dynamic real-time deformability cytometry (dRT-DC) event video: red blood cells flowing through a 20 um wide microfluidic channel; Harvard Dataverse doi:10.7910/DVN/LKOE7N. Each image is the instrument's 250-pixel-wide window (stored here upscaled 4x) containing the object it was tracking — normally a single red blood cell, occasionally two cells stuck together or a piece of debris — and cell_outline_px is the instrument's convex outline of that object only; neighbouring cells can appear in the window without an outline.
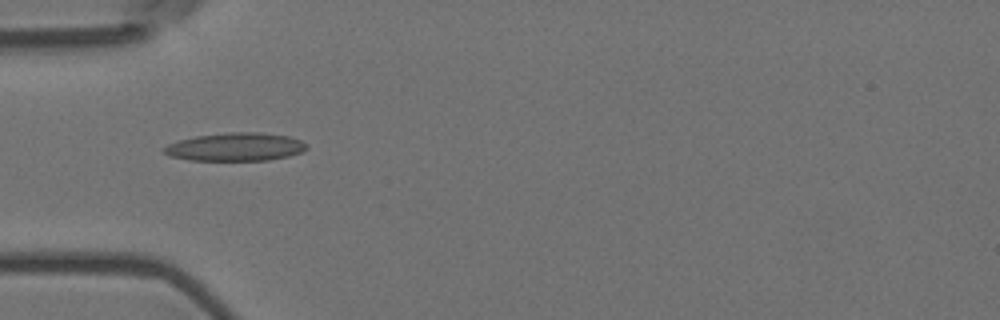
{"species": "Egyptian fruit bat (a non-hibernating species)", "species_latin": "Rousettus aegyptiacus", "temperature_condition": "room temperature", "stored_images_in_passage": 10, "camera_frame_rate_fps": 3000, "um_per_image_px": 0.085, "animal": {"sex": "female"}, "frame": {"image": 1, "passage_image": 5, "time_ms": 1.333, "image_size_px": [1000, 320], "cell_outline_px": [[308, 148], [300, 152], [288, 156], [268, 160], [188, 160], [168, 156], [160, 148], [176, 140], [196, 136], [228, 132], [260, 132], [288, 136], [300, 140]], "centroid_in_image_um": [19.94, 12.48], "position_along_channel_um": 65.1, "area_um2": 23.47}}
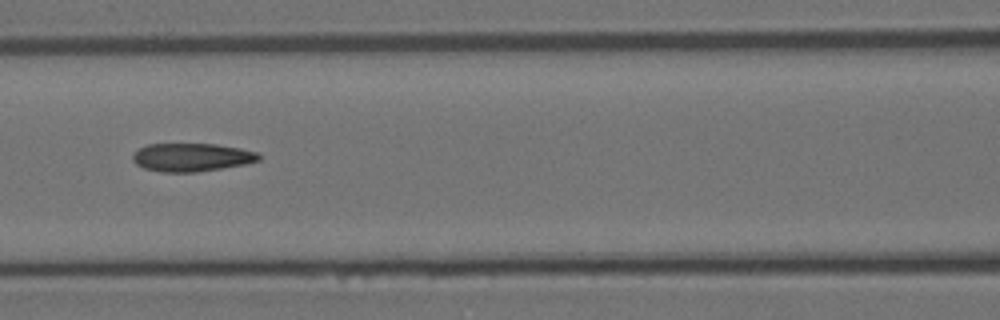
{"frame": {"image": 2, "passage_image": 7, "time_ms": 2.0, "image_size_px": [1000, 320], "cell_outline_px": [[260, 160], [244, 164], [196, 172], [164, 172], [144, 168], [136, 164], [132, 160], [132, 156], [140, 148], [148, 144], [216, 144], [240, 148], [256, 152], [260, 156]], "centroid_in_image_um": [16.28, 13.37], "position_along_channel_um": 150.3, "area_um2": 20.52}}
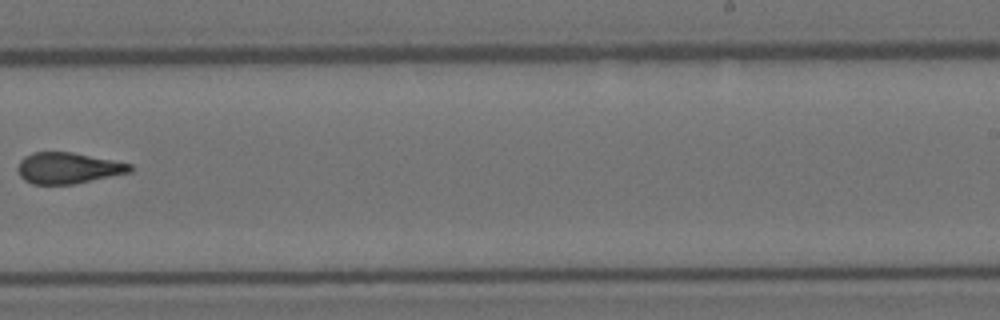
{"frame": {"image": 3, "passage_image": 10, "time_ms": 3.0, "image_size_px": [1000, 320], "cell_outline_px": [[132, 172], [76, 184], [32, 184], [24, 180], [20, 176], [16, 168], [20, 160], [24, 156], [32, 152], [72, 152], [132, 164]], "centroid_in_image_um": [5.77, 14.29], "position_along_channel_um": 283.2, "area_um2": 20.52}}